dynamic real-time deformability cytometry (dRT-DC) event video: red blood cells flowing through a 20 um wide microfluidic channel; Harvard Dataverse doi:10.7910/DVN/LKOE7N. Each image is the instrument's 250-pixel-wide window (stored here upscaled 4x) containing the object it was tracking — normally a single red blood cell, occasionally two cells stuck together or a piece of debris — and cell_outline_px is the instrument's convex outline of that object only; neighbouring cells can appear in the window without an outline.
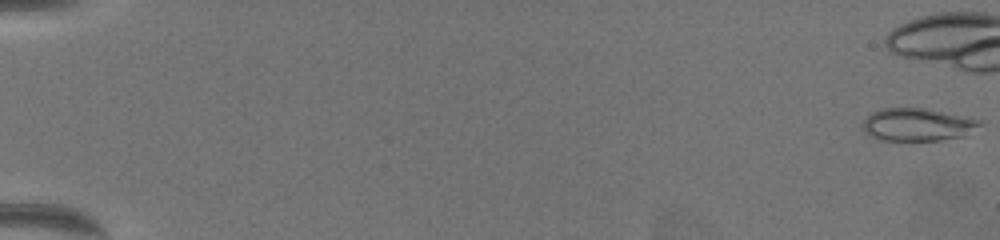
{"species": "common noctule bat (a hibernating species)", "species_latin": "Nyctalus noctula", "temperature_condition": "warm", "stored_images_in_passage": 21, "camera_frame_rate_fps": 3000, "um_per_image_px": 0.085, "animal": {"sex": "female", "body_mass_g": 19.5, "forearm_length_mm": 54.1}, "frame": {"image": 1, "passage_image": 1, "time_ms": 0.0, "image_size_px": [1000, 240], "cell_outline_px": [[980, 124], [964, 136], [940, 140], [884, 140], [872, 136], [864, 128], [864, 120], [872, 112], [884, 108], [924, 108], [980, 120]], "centroid_in_image_um": [77.98, 10.59], "position_along_channel_um": 7.0, "area_um2": 21.62}}